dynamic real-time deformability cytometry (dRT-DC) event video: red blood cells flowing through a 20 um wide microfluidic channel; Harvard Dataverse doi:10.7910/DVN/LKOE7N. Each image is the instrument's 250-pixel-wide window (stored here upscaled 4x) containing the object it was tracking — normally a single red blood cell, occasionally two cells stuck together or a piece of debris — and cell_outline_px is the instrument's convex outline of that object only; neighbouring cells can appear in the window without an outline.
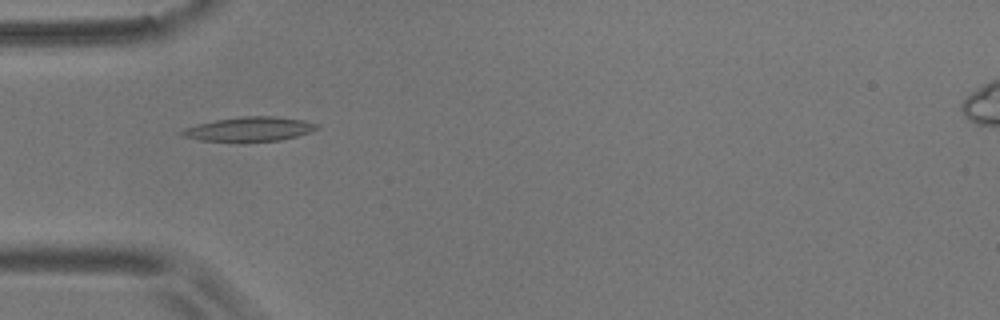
{"species": "common noctule bat (a hibernating species)", "species_latin": "Nyctalus noctula", "temperature_condition": "room temperature", "stored_images_in_passage": 15, "camera_frame_rate_fps": 3000, "um_per_image_px": 0.085, "animal": {"sex": "male", "body_mass_g": 17.9}, "frame": {"image": 1, "passage_image": 2, "time_ms": 0.333, "image_size_px": [1000, 320], "cell_outline_px": [[320, 128], [296, 136], [280, 140], [200, 140], [184, 136], [180, 132], [184, 128], [216, 120], [240, 116], [276, 116], [304, 120], [316, 124]], "centroid_in_image_um": [21.24, 10.94], "position_along_channel_um": 63.8, "area_um2": 18.44}}
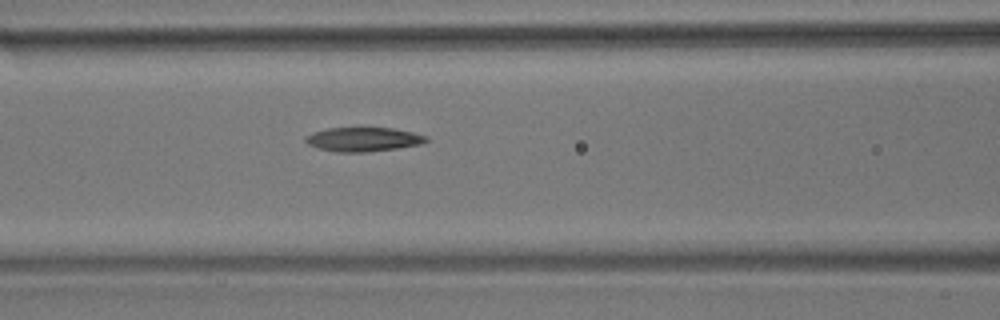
{"frame": {"image": 2, "passage_image": 8, "time_ms": 2.333, "image_size_px": [1000, 320], "cell_outline_px": [[428, 140], [424, 144], [368, 152], [336, 152], [316, 148], [308, 144], [304, 140], [304, 136], [312, 132], [328, 128], [360, 124], [392, 128], [412, 132], [428, 136]], "centroid_in_image_um": [30.85, 11.79], "position_along_channel_um": 135.8, "area_um2": 18.03}}
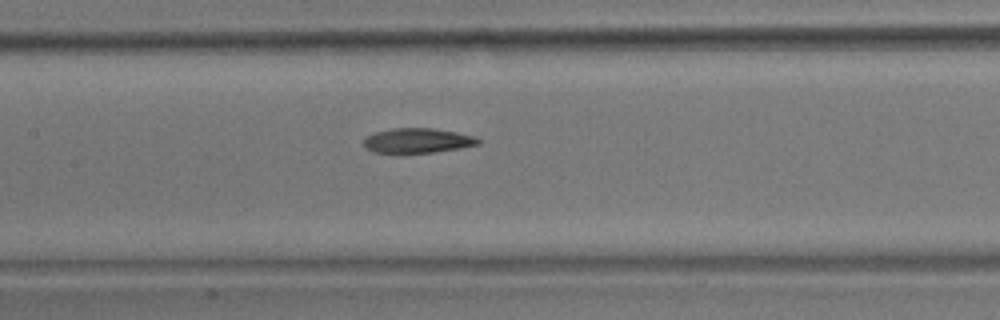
{"frame": {"image": 3, "passage_image": 11, "time_ms": 3.333, "image_size_px": [1000, 320], "cell_outline_px": [[480, 144], [460, 148], [432, 152], [372, 152], [364, 148], [364, 140], [368, 136], [376, 132], [392, 128], [432, 128], [456, 132], [472, 136], [480, 140]], "centroid_in_image_um": [35.48, 11.94], "position_along_channel_um": 171.9, "area_um2": 16.24}}